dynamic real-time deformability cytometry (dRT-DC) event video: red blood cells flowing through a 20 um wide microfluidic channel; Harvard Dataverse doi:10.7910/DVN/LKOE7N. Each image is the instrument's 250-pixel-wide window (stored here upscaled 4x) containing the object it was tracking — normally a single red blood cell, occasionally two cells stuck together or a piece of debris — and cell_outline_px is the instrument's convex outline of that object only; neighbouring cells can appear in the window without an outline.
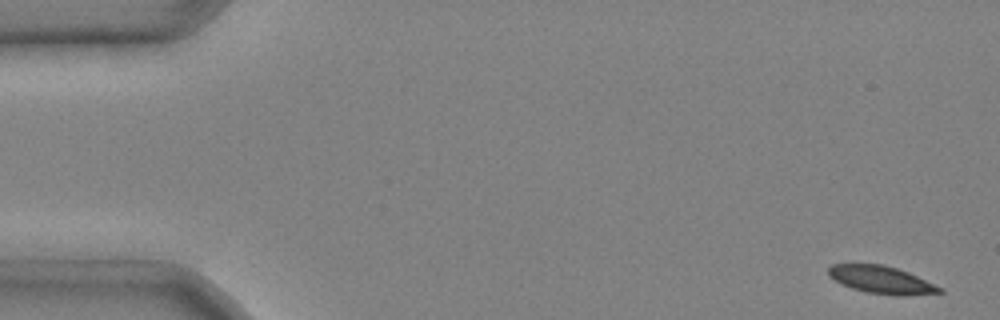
{"species": "common noctule bat (a hibernating species)", "species_latin": "Nyctalus noctula", "temperature_condition": "cold", "stored_images_in_passage": 5, "camera_frame_rate_fps": 3000, "um_per_image_px": 0.085, "animal": {"sex": "male", "body_mass_g": 20.4}, "frame": {"image": 1, "passage_image": 1, "time_ms": 0.0, "image_size_px": [1000, 320], "cell_outline_px": [[944, 292], [904, 296], [896, 296], [868, 292], [852, 288], [828, 276], [828, 268], [832, 264], [880, 264], [896, 268], [908, 272], [944, 288]], "centroid_in_image_um": [74.96, 23.79], "position_along_channel_um": 10.0, "area_um2": 17.74}}
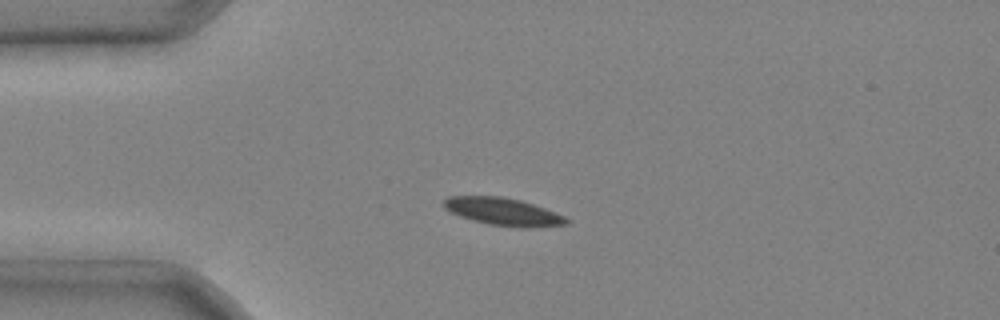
{"frame": {"image": 2, "passage_image": 4, "time_ms": 1.0, "image_size_px": [1000, 320], "cell_outline_px": [[568, 224], [528, 228], [524, 228], [488, 224], [472, 220], [460, 216], [444, 208], [440, 204], [448, 196], [504, 196], [520, 200], [556, 212], [564, 216], [568, 220]], "centroid_in_image_um": [42.74, 17.98], "position_along_channel_um": 42.3, "area_um2": 19.71}}